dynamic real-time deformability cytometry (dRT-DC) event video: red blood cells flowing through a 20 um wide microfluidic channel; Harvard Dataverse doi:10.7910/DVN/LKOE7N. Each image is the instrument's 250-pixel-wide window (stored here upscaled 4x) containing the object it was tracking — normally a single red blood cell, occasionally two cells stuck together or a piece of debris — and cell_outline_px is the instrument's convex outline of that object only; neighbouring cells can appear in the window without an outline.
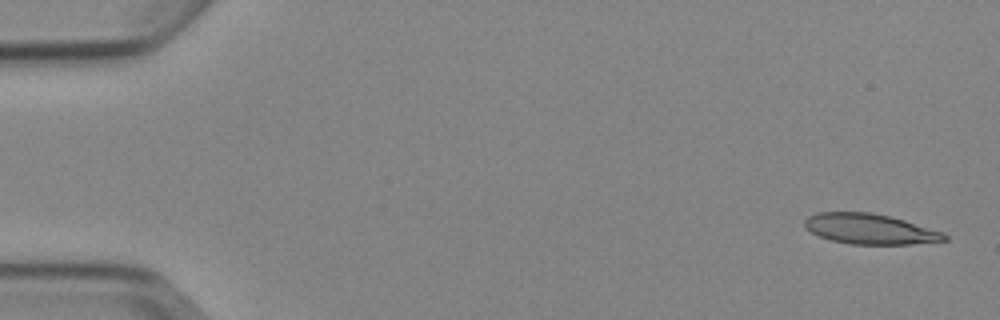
{"species": "Egyptian fruit bat (a non-hibernating species)", "species_latin": "Rousettus aegyptiacus", "temperature_condition": "cold", "stored_images_in_passage": 5, "camera_frame_rate_fps": 3000, "um_per_image_px": 0.085, "animal": {"sex": "female"}, "frame": {"image": 1, "passage_image": 1, "time_ms": 0.0, "image_size_px": [1000, 320], "cell_outline_px": [[948, 240], [912, 244], [852, 244], [832, 240], [820, 236], [812, 232], [804, 224], [804, 220], [808, 216], [816, 212], [872, 212], [904, 220], [944, 232], [948, 236]], "centroid_in_image_um": [73.97, 19.46], "position_along_channel_um": 11.0, "area_um2": 24.57}}
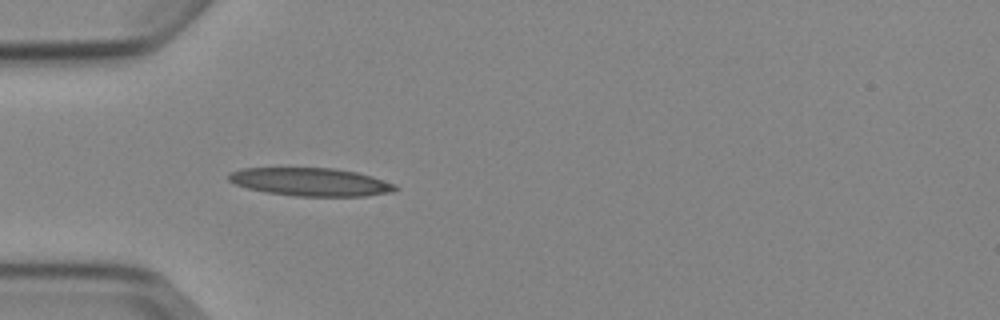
{"frame": {"image": 2, "passage_image": 5, "time_ms": 4.667, "image_size_px": [1000, 320], "cell_outline_px": [[400, 188], [392, 192], [364, 196], [296, 196], [264, 192], [248, 188], [236, 184], [228, 180], [228, 172], [240, 168], [332, 168], [356, 172], [372, 176], [396, 184]], "centroid_in_image_um": [26.4, 15.46], "position_along_channel_um": 58.6, "area_um2": 27.4}}